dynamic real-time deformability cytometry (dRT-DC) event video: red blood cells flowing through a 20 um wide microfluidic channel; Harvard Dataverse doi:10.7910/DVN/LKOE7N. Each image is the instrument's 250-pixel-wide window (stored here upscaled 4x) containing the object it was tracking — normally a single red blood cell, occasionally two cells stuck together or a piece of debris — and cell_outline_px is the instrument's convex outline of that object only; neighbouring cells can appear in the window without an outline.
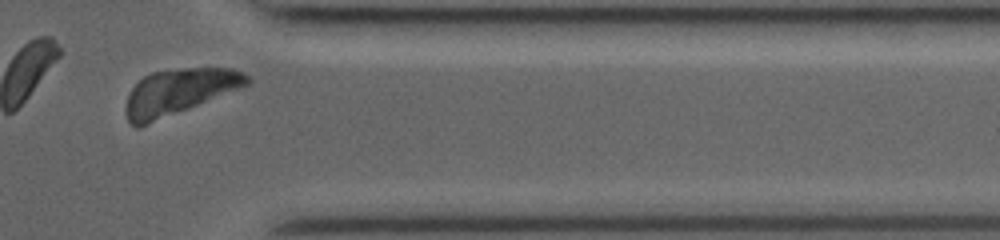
{"species": "common noctule bat (a hibernating species)", "species_latin": "Nyctalus noctula", "temperature_condition": "room temperature", "stored_images_in_passage": 18, "camera_frame_rate_fps": 3000, "um_per_image_px": 0.085, "animal": {"sex": "female", "body_mass_g": 19.0, "forearm_length_mm": 53.3}, "frame": {"image": 1, "passage_image": 16, "time_ms": 9.0, "image_size_px": [1000, 240], "cell_outline_px": [[252, 80], [248, 84], [140, 128], [136, 128], [128, 120], [124, 112], [124, 108], [128, 92], [144, 76], [152, 72], [184, 68], [232, 68], [244, 72]], "centroid_in_image_um": [15.15, 7.81], "position_along_channel_um": 396.3, "area_um2": 32.19}, "authors_computed_cell_mechanics": {"area_um2": 20.6635, "velocity_mm_per_s": 4.1714, "shape_relaxation_time_tau1_ms": 0.6047, "shape_relaxation_time_tau2_ms": null, "deformation_change_tau1": 0.0498, "deformation_change_tau2": null}}